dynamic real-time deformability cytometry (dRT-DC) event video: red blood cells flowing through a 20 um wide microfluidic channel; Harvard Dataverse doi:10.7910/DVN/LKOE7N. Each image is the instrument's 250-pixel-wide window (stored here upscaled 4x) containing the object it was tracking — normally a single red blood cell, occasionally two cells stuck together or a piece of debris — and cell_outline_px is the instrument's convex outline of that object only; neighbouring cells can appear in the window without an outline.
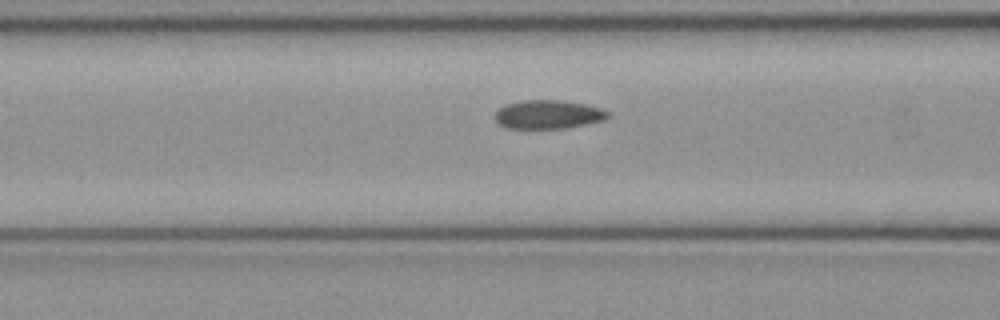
{"species": "common noctule bat (a hibernating species)", "species_latin": "Nyctalus noctula", "temperature_condition": "cold", "stored_images_in_passage": 17, "camera_frame_rate_fps": 3000, "um_per_image_px": 0.085, "animal": {"sex": "female", "body_mass_g": 21.9}, "frame": {"image": 1, "passage_image": 15, "time_ms": 4.667, "image_size_px": [1000, 320], "cell_outline_px": [[608, 116], [604, 120], [564, 128], [504, 128], [496, 124], [492, 116], [504, 104], [520, 100], [560, 100], [584, 104], [600, 108], [608, 112]], "centroid_in_image_um": [46.49, 9.73], "position_along_channel_um": 120.1, "area_um2": 18.96}}